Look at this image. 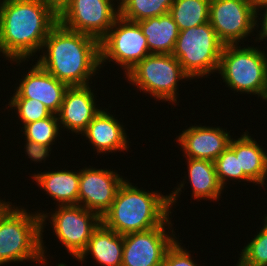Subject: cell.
Here are the masks:
<instances>
[{
  "mask_svg": "<svg viewBox=\"0 0 267 266\" xmlns=\"http://www.w3.org/2000/svg\"><path fill=\"white\" fill-rule=\"evenodd\" d=\"M57 23L58 15L42 0H0V56L18 65L37 58Z\"/></svg>",
  "mask_w": 267,
  "mask_h": 266,
  "instance_id": "obj_1",
  "label": "cell"
},
{
  "mask_svg": "<svg viewBox=\"0 0 267 266\" xmlns=\"http://www.w3.org/2000/svg\"><path fill=\"white\" fill-rule=\"evenodd\" d=\"M37 63L69 87L87 86L100 70V41L59 22L44 41ZM98 70V71H97Z\"/></svg>",
  "mask_w": 267,
  "mask_h": 266,
  "instance_id": "obj_2",
  "label": "cell"
},
{
  "mask_svg": "<svg viewBox=\"0 0 267 266\" xmlns=\"http://www.w3.org/2000/svg\"><path fill=\"white\" fill-rule=\"evenodd\" d=\"M185 178L169 195L143 190L127 179L120 186L110 209L102 216V224L118 234L143 232L161 226L173 212ZM170 213V214H169Z\"/></svg>",
  "mask_w": 267,
  "mask_h": 266,
  "instance_id": "obj_3",
  "label": "cell"
},
{
  "mask_svg": "<svg viewBox=\"0 0 267 266\" xmlns=\"http://www.w3.org/2000/svg\"><path fill=\"white\" fill-rule=\"evenodd\" d=\"M27 210L14 205L0 220V266L25 261L47 266L42 253L41 215Z\"/></svg>",
  "mask_w": 267,
  "mask_h": 266,
  "instance_id": "obj_4",
  "label": "cell"
},
{
  "mask_svg": "<svg viewBox=\"0 0 267 266\" xmlns=\"http://www.w3.org/2000/svg\"><path fill=\"white\" fill-rule=\"evenodd\" d=\"M217 71L230 90L267 101V53L259 47L225 45Z\"/></svg>",
  "mask_w": 267,
  "mask_h": 266,
  "instance_id": "obj_5",
  "label": "cell"
},
{
  "mask_svg": "<svg viewBox=\"0 0 267 266\" xmlns=\"http://www.w3.org/2000/svg\"><path fill=\"white\" fill-rule=\"evenodd\" d=\"M225 44L210 22L179 31L172 55L191 79L217 73Z\"/></svg>",
  "mask_w": 267,
  "mask_h": 266,
  "instance_id": "obj_6",
  "label": "cell"
},
{
  "mask_svg": "<svg viewBox=\"0 0 267 266\" xmlns=\"http://www.w3.org/2000/svg\"><path fill=\"white\" fill-rule=\"evenodd\" d=\"M126 78L140 92L149 94L156 101H170L174 105L179 81H191L172 54H149L125 75Z\"/></svg>",
  "mask_w": 267,
  "mask_h": 266,
  "instance_id": "obj_7",
  "label": "cell"
},
{
  "mask_svg": "<svg viewBox=\"0 0 267 266\" xmlns=\"http://www.w3.org/2000/svg\"><path fill=\"white\" fill-rule=\"evenodd\" d=\"M53 212L47 213L45 211L38 212L41 215L42 221V253L46 264L49 263L46 255V246L43 242V230L45 228V221L49 220L52 224L55 238L65 247V250L70 253V256L78 258L86 249L89 239L93 232L102 223L101 217L90 210L85 209L81 205H56ZM51 215V216H50ZM50 218V219H49ZM52 221V222H51ZM48 261V262H47Z\"/></svg>",
  "mask_w": 267,
  "mask_h": 266,
  "instance_id": "obj_8",
  "label": "cell"
},
{
  "mask_svg": "<svg viewBox=\"0 0 267 266\" xmlns=\"http://www.w3.org/2000/svg\"><path fill=\"white\" fill-rule=\"evenodd\" d=\"M149 54L140 25L120 16L100 40V67L113 61L120 65L125 75Z\"/></svg>",
  "mask_w": 267,
  "mask_h": 266,
  "instance_id": "obj_9",
  "label": "cell"
},
{
  "mask_svg": "<svg viewBox=\"0 0 267 266\" xmlns=\"http://www.w3.org/2000/svg\"><path fill=\"white\" fill-rule=\"evenodd\" d=\"M113 1L116 3L115 0H70L58 15V22L100 41L119 17V7Z\"/></svg>",
  "mask_w": 267,
  "mask_h": 266,
  "instance_id": "obj_10",
  "label": "cell"
},
{
  "mask_svg": "<svg viewBox=\"0 0 267 266\" xmlns=\"http://www.w3.org/2000/svg\"><path fill=\"white\" fill-rule=\"evenodd\" d=\"M209 22L225 45L239 44L257 30L256 9L252 0H211Z\"/></svg>",
  "mask_w": 267,
  "mask_h": 266,
  "instance_id": "obj_11",
  "label": "cell"
},
{
  "mask_svg": "<svg viewBox=\"0 0 267 266\" xmlns=\"http://www.w3.org/2000/svg\"><path fill=\"white\" fill-rule=\"evenodd\" d=\"M172 226L169 217L161 226L125 234L122 266H162L167 249L177 239Z\"/></svg>",
  "mask_w": 267,
  "mask_h": 266,
  "instance_id": "obj_12",
  "label": "cell"
},
{
  "mask_svg": "<svg viewBox=\"0 0 267 266\" xmlns=\"http://www.w3.org/2000/svg\"><path fill=\"white\" fill-rule=\"evenodd\" d=\"M125 180L116 170L84 167L80 170L78 205L102 218Z\"/></svg>",
  "mask_w": 267,
  "mask_h": 266,
  "instance_id": "obj_13",
  "label": "cell"
},
{
  "mask_svg": "<svg viewBox=\"0 0 267 266\" xmlns=\"http://www.w3.org/2000/svg\"><path fill=\"white\" fill-rule=\"evenodd\" d=\"M23 76L11 98L36 99L43 103L53 114H57L63 102L67 84L57 80L37 62Z\"/></svg>",
  "mask_w": 267,
  "mask_h": 266,
  "instance_id": "obj_14",
  "label": "cell"
},
{
  "mask_svg": "<svg viewBox=\"0 0 267 266\" xmlns=\"http://www.w3.org/2000/svg\"><path fill=\"white\" fill-rule=\"evenodd\" d=\"M230 131L222 127L192 125L176 137L185 158L202 159L214 162L229 146Z\"/></svg>",
  "mask_w": 267,
  "mask_h": 266,
  "instance_id": "obj_15",
  "label": "cell"
},
{
  "mask_svg": "<svg viewBox=\"0 0 267 266\" xmlns=\"http://www.w3.org/2000/svg\"><path fill=\"white\" fill-rule=\"evenodd\" d=\"M93 86L69 87L57 113L60 130L66 128L76 135L81 134L95 115L102 109L96 103ZM63 125V126H62Z\"/></svg>",
  "mask_w": 267,
  "mask_h": 266,
  "instance_id": "obj_16",
  "label": "cell"
},
{
  "mask_svg": "<svg viewBox=\"0 0 267 266\" xmlns=\"http://www.w3.org/2000/svg\"><path fill=\"white\" fill-rule=\"evenodd\" d=\"M107 109H101L95 115L81 136H85L98 154L124 152L125 150L127 152L129 148L127 131H125L123 124Z\"/></svg>",
  "mask_w": 267,
  "mask_h": 266,
  "instance_id": "obj_17",
  "label": "cell"
},
{
  "mask_svg": "<svg viewBox=\"0 0 267 266\" xmlns=\"http://www.w3.org/2000/svg\"><path fill=\"white\" fill-rule=\"evenodd\" d=\"M229 147L239 155V172L261 187L267 180V153L246 130L241 137L230 140Z\"/></svg>",
  "mask_w": 267,
  "mask_h": 266,
  "instance_id": "obj_18",
  "label": "cell"
},
{
  "mask_svg": "<svg viewBox=\"0 0 267 266\" xmlns=\"http://www.w3.org/2000/svg\"><path fill=\"white\" fill-rule=\"evenodd\" d=\"M40 189L47 192L58 205H78L79 195V171L71 170H53L37 172L31 175Z\"/></svg>",
  "mask_w": 267,
  "mask_h": 266,
  "instance_id": "obj_19",
  "label": "cell"
},
{
  "mask_svg": "<svg viewBox=\"0 0 267 266\" xmlns=\"http://www.w3.org/2000/svg\"><path fill=\"white\" fill-rule=\"evenodd\" d=\"M123 246L124 235L106 228L101 223L93 232L86 249L76 260L83 264L86 257L91 254L101 266H122Z\"/></svg>",
  "mask_w": 267,
  "mask_h": 266,
  "instance_id": "obj_20",
  "label": "cell"
},
{
  "mask_svg": "<svg viewBox=\"0 0 267 266\" xmlns=\"http://www.w3.org/2000/svg\"><path fill=\"white\" fill-rule=\"evenodd\" d=\"M186 162L188 176L186 175L185 178L192 187L191 197L199 201L219 200L224 188L217 177L214 162L192 158H186Z\"/></svg>",
  "mask_w": 267,
  "mask_h": 266,
  "instance_id": "obj_21",
  "label": "cell"
},
{
  "mask_svg": "<svg viewBox=\"0 0 267 266\" xmlns=\"http://www.w3.org/2000/svg\"><path fill=\"white\" fill-rule=\"evenodd\" d=\"M137 23L146 37L150 54L173 53L179 29L169 13L140 20Z\"/></svg>",
  "mask_w": 267,
  "mask_h": 266,
  "instance_id": "obj_22",
  "label": "cell"
},
{
  "mask_svg": "<svg viewBox=\"0 0 267 266\" xmlns=\"http://www.w3.org/2000/svg\"><path fill=\"white\" fill-rule=\"evenodd\" d=\"M211 0H174L169 14L179 31L209 22Z\"/></svg>",
  "mask_w": 267,
  "mask_h": 266,
  "instance_id": "obj_23",
  "label": "cell"
},
{
  "mask_svg": "<svg viewBox=\"0 0 267 266\" xmlns=\"http://www.w3.org/2000/svg\"><path fill=\"white\" fill-rule=\"evenodd\" d=\"M174 0H125L119 6V16L138 22L169 13Z\"/></svg>",
  "mask_w": 267,
  "mask_h": 266,
  "instance_id": "obj_24",
  "label": "cell"
},
{
  "mask_svg": "<svg viewBox=\"0 0 267 266\" xmlns=\"http://www.w3.org/2000/svg\"><path fill=\"white\" fill-rule=\"evenodd\" d=\"M21 129L26 141H34L46 146L54 145L53 142L60 137L58 117L53 113L44 119L25 124Z\"/></svg>",
  "mask_w": 267,
  "mask_h": 266,
  "instance_id": "obj_25",
  "label": "cell"
},
{
  "mask_svg": "<svg viewBox=\"0 0 267 266\" xmlns=\"http://www.w3.org/2000/svg\"><path fill=\"white\" fill-rule=\"evenodd\" d=\"M255 237L243 247L236 266H267V215Z\"/></svg>",
  "mask_w": 267,
  "mask_h": 266,
  "instance_id": "obj_26",
  "label": "cell"
},
{
  "mask_svg": "<svg viewBox=\"0 0 267 266\" xmlns=\"http://www.w3.org/2000/svg\"><path fill=\"white\" fill-rule=\"evenodd\" d=\"M214 164L217 177L223 188L229 180L253 183L244 172H239V155H236L229 146L214 161Z\"/></svg>",
  "mask_w": 267,
  "mask_h": 266,
  "instance_id": "obj_27",
  "label": "cell"
},
{
  "mask_svg": "<svg viewBox=\"0 0 267 266\" xmlns=\"http://www.w3.org/2000/svg\"><path fill=\"white\" fill-rule=\"evenodd\" d=\"M9 110L14 109L23 126L30 122L49 117L52 112L40 101L28 98H10ZM16 110V111H15Z\"/></svg>",
  "mask_w": 267,
  "mask_h": 266,
  "instance_id": "obj_28",
  "label": "cell"
},
{
  "mask_svg": "<svg viewBox=\"0 0 267 266\" xmlns=\"http://www.w3.org/2000/svg\"><path fill=\"white\" fill-rule=\"evenodd\" d=\"M177 238L173 244L167 249L162 266H197L192 260L191 254L187 249L183 248L182 243Z\"/></svg>",
  "mask_w": 267,
  "mask_h": 266,
  "instance_id": "obj_29",
  "label": "cell"
},
{
  "mask_svg": "<svg viewBox=\"0 0 267 266\" xmlns=\"http://www.w3.org/2000/svg\"><path fill=\"white\" fill-rule=\"evenodd\" d=\"M25 142V152L26 155L28 154L27 156L31 161L42 163V161L45 162L47 160V157L49 158V152L51 154L52 146H46L34 141Z\"/></svg>",
  "mask_w": 267,
  "mask_h": 266,
  "instance_id": "obj_30",
  "label": "cell"
},
{
  "mask_svg": "<svg viewBox=\"0 0 267 266\" xmlns=\"http://www.w3.org/2000/svg\"><path fill=\"white\" fill-rule=\"evenodd\" d=\"M263 14H261L259 11H256V28H260L259 27V23L258 22H261L260 23V26H261V29L256 32L257 33V37L256 39L254 40L255 42H259V41H263V39H267V6L266 7H263ZM260 15V18L259 16ZM261 16H262V20H261ZM258 20H261V21H258Z\"/></svg>",
  "mask_w": 267,
  "mask_h": 266,
  "instance_id": "obj_31",
  "label": "cell"
},
{
  "mask_svg": "<svg viewBox=\"0 0 267 266\" xmlns=\"http://www.w3.org/2000/svg\"><path fill=\"white\" fill-rule=\"evenodd\" d=\"M57 15L69 4L70 0H42Z\"/></svg>",
  "mask_w": 267,
  "mask_h": 266,
  "instance_id": "obj_32",
  "label": "cell"
},
{
  "mask_svg": "<svg viewBox=\"0 0 267 266\" xmlns=\"http://www.w3.org/2000/svg\"><path fill=\"white\" fill-rule=\"evenodd\" d=\"M14 206L12 202L0 199V220L6 215V213Z\"/></svg>",
  "mask_w": 267,
  "mask_h": 266,
  "instance_id": "obj_33",
  "label": "cell"
},
{
  "mask_svg": "<svg viewBox=\"0 0 267 266\" xmlns=\"http://www.w3.org/2000/svg\"><path fill=\"white\" fill-rule=\"evenodd\" d=\"M253 5L255 6L256 11H260L263 7L267 6V0H252Z\"/></svg>",
  "mask_w": 267,
  "mask_h": 266,
  "instance_id": "obj_34",
  "label": "cell"
},
{
  "mask_svg": "<svg viewBox=\"0 0 267 266\" xmlns=\"http://www.w3.org/2000/svg\"><path fill=\"white\" fill-rule=\"evenodd\" d=\"M116 1H117V3H118L116 6L119 7L125 0H116Z\"/></svg>",
  "mask_w": 267,
  "mask_h": 266,
  "instance_id": "obj_35",
  "label": "cell"
}]
</instances>
